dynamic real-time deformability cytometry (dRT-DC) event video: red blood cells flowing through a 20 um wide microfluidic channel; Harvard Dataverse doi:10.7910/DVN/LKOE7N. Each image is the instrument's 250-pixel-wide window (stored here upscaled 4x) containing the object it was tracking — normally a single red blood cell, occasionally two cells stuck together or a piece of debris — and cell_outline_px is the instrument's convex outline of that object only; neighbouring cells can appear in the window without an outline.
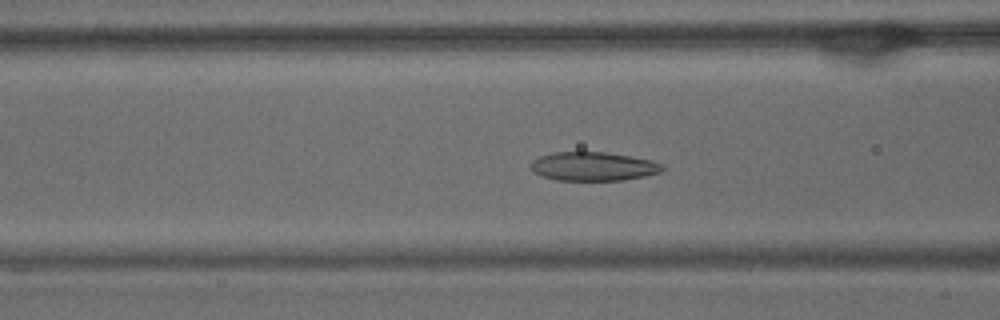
{"species": "common noctule bat (a hibernating species)", "species_latin": "Nyctalus noctula", "temperature_condition": "warm", "stored_images_in_passage": 54, "camera_frame_rate_fps": 3000, "um_per_image_px": 0.085, "animal": {"sex": "male", "body_mass_g": 15.6}, "frame": {"image": 1, "passage_image": 21, "time_ms": 6.667, "image_size_px": [1000, 320], "cell_outline_px": [[664, 168], [660, 172], [644, 176], [624, 180], [556, 180], [544, 176], [536, 172], [532, 168], [532, 160], [540, 156], [552, 152], [604, 152], [652, 160], [664, 164]], "centroid_in_image_um": [50.46, 14.14], "position_along_channel_um": 116.1, "area_um2": 21.85}}
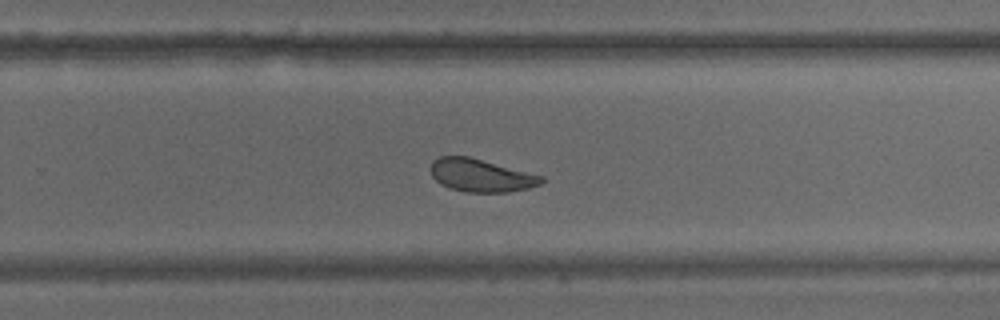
{"frame": {"image": 2, "passage_image": 35, "time_ms": 11.333, "image_size_px": [1000, 320], "cell_outline_px": [[544, 180], [540, 184], [528, 188], [508, 192], [464, 192], [448, 188], [440, 184], [432, 176], [428, 168], [432, 160], [440, 156], [468, 156], [544, 176]], "centroid_in_image_um": [40.82, 14.91], "position_along_channel_um": 289.0, "area_um2": 21.39}}
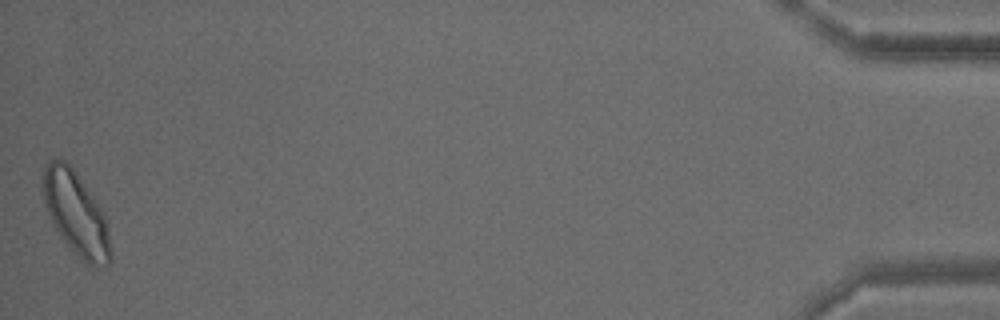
{"frame": {"image": 3, "passage_image": 54, "time_ms": 17.667, "image_size_px": [1000, 320], "cell_outline_px": [[112, 260], [104, 268], [88, 264], [68, 248], [60, 236], [48, 212], [44, 200], [40, 176], [44, 164], [52, 160], [64, 160], [72, 168], [96, 200], [104, 212], [108, 228], [112, 256]], "centroid_in_image_um": [6.46, 18.17], "position_along_channel_um": 428.7, "area_um2": 33.0}, "authors_computed_cell_mechanics": {"area_um2": 24.276, "velocity_mm_per_s": 3.7097, "shape_relaxation_time_tau1_ms": 4.3491, "shape_relaxation_time_tau2_ms": 1.9236, "deformation_change_tau1": 0.1137, "deformation_change_tau2": 0.0772}}